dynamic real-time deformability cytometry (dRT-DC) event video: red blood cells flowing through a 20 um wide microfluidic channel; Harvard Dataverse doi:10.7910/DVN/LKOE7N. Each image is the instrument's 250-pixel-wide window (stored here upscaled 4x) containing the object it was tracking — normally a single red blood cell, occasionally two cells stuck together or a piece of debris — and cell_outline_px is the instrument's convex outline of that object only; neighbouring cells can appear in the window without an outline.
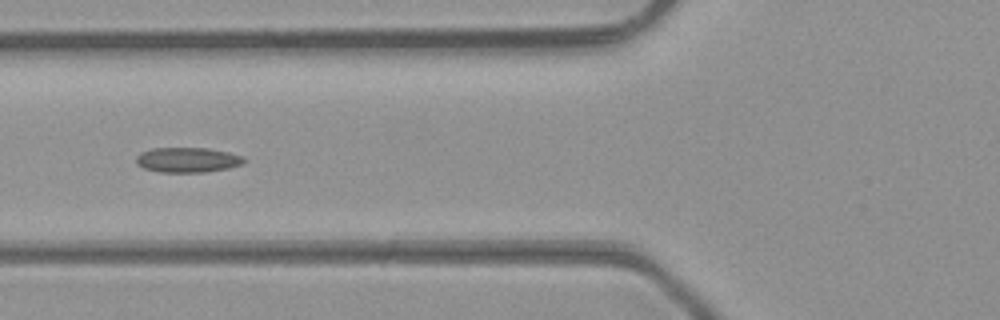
{"species": "common noctule bat (a hibernating species)", "species_latin": "Nyctalus noctula", "temperature_condition": "room temperature", "stored_images_in_passage": 18, "camera_frame_rate_fps": 3000, "um_per_image_px": 0.085, "animal": {"sex": "male", "body_mass_g": 23.1, "forearm_length_mm": 52.7}, "frame": {"image": 1, "passage_image": 6, "time_ms": 1.667, "image_size_px": [1000, 320], "cell_outline_px": [[244, 160], [240, 164], [228, 168], [204, 172], [160, 172], [144, 168], [136, 164], [136, 156], [140, 152], [152, 148], [208, 148], [228, 152], [244, 156]], "centroid_in_image_um": [15.9, 13.58], "position_along_channel_um": 109.9, "area_um2": 15.66}}
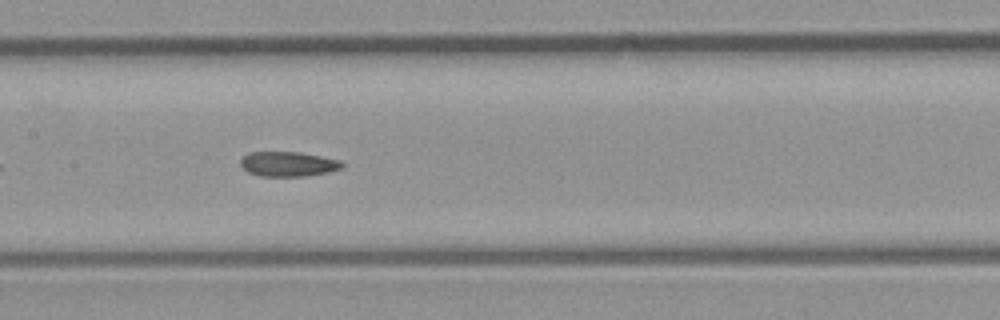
{"frame": {"image": 2, "passage_image": 11, "time_ms": 3.333, "image_size_px": [1000, 320], "cell_outline_px": [[344, 168], [328, 172], [304, 176], [260, 176], [248, 172], [240, 164], [240, 160], [248, 152], [300, 152], [340, 160], [344, 164]], "centroid_in_image_um": [24.5, 13.94], "position_along_channel_um": 182.9, "area_um2": 14.68}}